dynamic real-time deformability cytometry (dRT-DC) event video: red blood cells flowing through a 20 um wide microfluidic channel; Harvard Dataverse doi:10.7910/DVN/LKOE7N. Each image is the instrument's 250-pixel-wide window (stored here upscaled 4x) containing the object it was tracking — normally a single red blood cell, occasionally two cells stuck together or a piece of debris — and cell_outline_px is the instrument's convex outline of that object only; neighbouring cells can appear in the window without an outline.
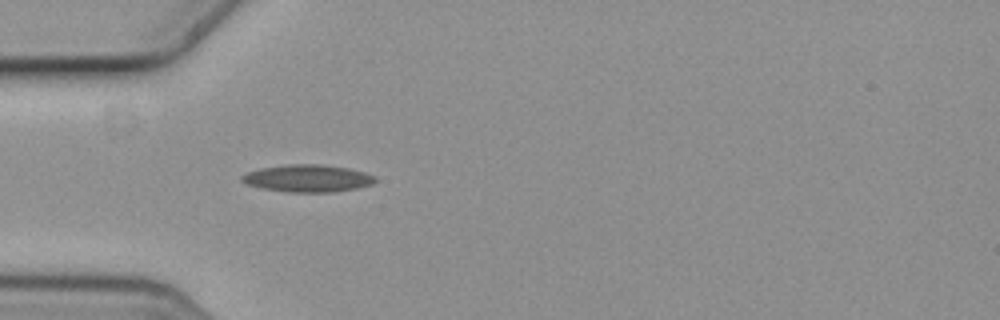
{"species": "common noctule bat (a hibernating species)", "species_latin": "Nyctalus noctula", "temperature_condition": "cold", "stored_images_in_passage": 1, "camera_frame_rate_fps": 3000, "um_per_image_px": 0.085, "animal": {"sex": "female", "body_mass_g": 19.3, "forearm_length_mm": 54.1}, "frame": {"image": 1, "passage_image": 1, "time_ms": 0.0, "image_size_px": [1000, 320], "cell_outline_px": [[376, 180], [372, 184], [356, 188], [332, 192], [288, 192], [260, 188], [244, 184], [240, 180], [240, 176], [248, 172], [260, 168], [284, 164], [320, 164], [348, 168], [364, 172], [376, 176]], "centroid_in_image_um": [26.1, 15.15], "position_along_channel_um": 58.9, "area_um2": 21.39}}